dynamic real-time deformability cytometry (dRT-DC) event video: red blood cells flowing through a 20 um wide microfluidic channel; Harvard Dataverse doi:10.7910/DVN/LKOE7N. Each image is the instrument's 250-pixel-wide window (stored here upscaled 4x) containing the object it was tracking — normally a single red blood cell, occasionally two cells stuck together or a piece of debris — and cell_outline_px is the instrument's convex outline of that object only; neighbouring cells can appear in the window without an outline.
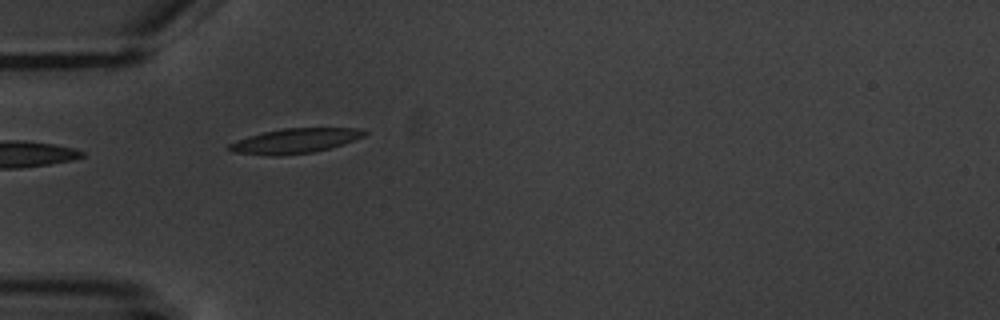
{"species": "common noctule bat (a hibernating species)", "species_latin": "Nyctalus noctula", "temperature_condition": "warm", "stored_images_in_passage": 6, "camera_frame_rate_fps": 3000, "um_per_image_px": 0.085, "animal": {"sex": "male", "body_mass_g": 20.1, "forearm_length_mm": 53.5}, "frame": {"image": 1, "passage_image": 5, "time_ms": 4.667, "image_size_px": [1000, 320], "cell_outline_px": [[368, 132], [364, 136], [328, 148], [312, 152], [280, 156], [276, 156], [232, 152], [228, 148], [228, 144], [236, 140], [248, 136], [280, 128], [360, 128]], "centroid_in_image_um": [25.03, 11.97], "position_along_channel_um": 60.0, "area_um2": 19.36}}